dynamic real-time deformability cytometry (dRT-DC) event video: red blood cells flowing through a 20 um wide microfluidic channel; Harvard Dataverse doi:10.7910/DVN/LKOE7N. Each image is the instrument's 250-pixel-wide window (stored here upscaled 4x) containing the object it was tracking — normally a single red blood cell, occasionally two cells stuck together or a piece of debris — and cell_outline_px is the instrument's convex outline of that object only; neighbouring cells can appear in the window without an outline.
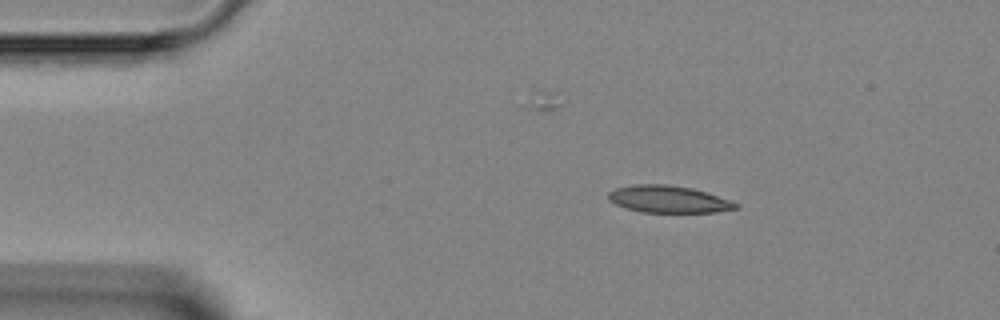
{"species": "Egyptian fruit bat (a non-hibernating species)", "species_latin": "Rousettus aegyptiacus", "temperature_condition": "room temperature", "stored_images_in_passage": 4, "camera_frame_rate_fps": 3000, "um_per_image_px": 0.085, "animal": {"sex": "female"}, "frame": {"image": 1, "passage_image": 1, "time_ms": 0.0, "image_size_px": [1000, 320], "cell_outline_px": [[740, 208], [716, 212], [640, 212], [616, 204], [608, 200], [608, 192], [616, 188], [636, 184], [664, 184], [692, 188], [740, 204]], "centroid_in_image_um": [56.81, 16.94], "position_along_channel_um": 28.2, "area_um2": 19.88}}
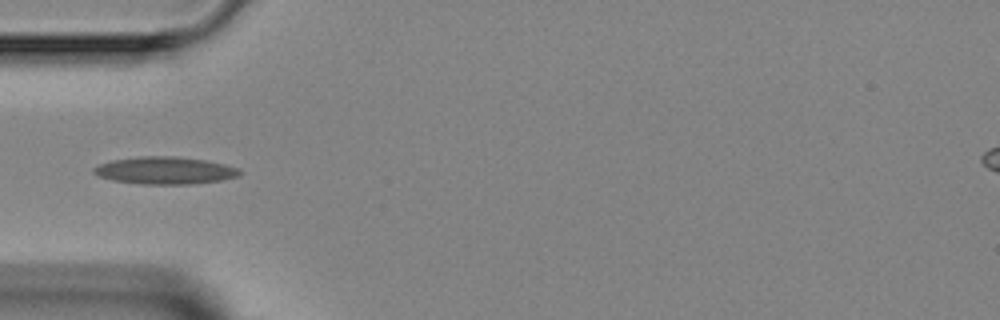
{"frame": {"image": 2, "passage_image": 3, "time_ms": 2.333, "image_size_px": [1000, 320], "cell_outline_px": [[240, 176], [220, 180], [192, 184], [140, 184], [112, 180], [96, 176], [92, 172], [92, 168], [100, 164], [112, 160], [140, 156], [176, 156], [204, 160], [224, 164], [240, 168]], "centroid_in_image_um": [13.99, 14.49], "position_along_channel_um": 71.0, "area_um2": 23.35}}
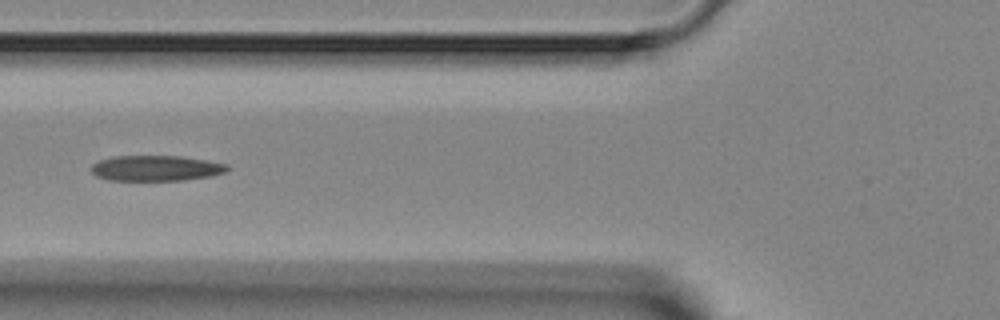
{"frame": {"image": 3, "passage_image": 4, "time_ms": 3.333, "image_size_px": [1000, 320], "cell_outline_px": [[228, 168], [224, 172], [212, 176], [184, 180], [108, 180], [96, 176], [92, 172], [92, 164], [100, 160], [112, 156], [180, 156], [208, 160], [228, 164]], "centroid_in_image_um": [13.26, 14.29], "position_along_channel_um": 112.5, "area_um2": 20.23}}